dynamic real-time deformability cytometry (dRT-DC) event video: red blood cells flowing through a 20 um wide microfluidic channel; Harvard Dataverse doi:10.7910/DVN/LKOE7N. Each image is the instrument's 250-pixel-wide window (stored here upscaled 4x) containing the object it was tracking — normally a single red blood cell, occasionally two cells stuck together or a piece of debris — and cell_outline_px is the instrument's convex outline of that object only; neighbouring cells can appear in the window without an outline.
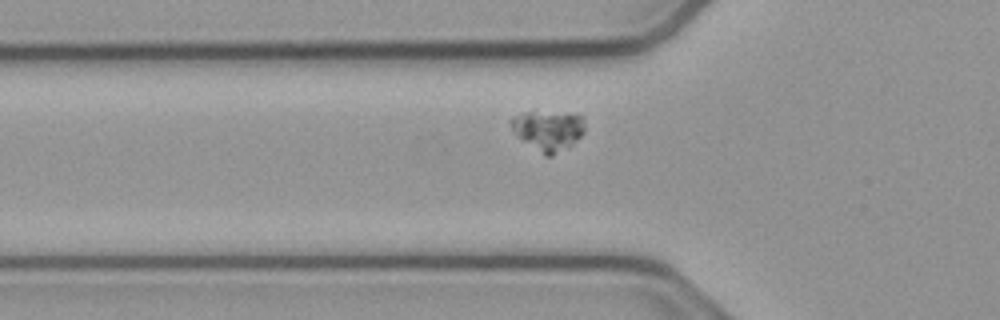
{"species": "common noctule bat (a hibernating species)", "species_latin": "Nyctalus noctula", "temperature_condition": "cold", "stored_images_in_passage": 41, "camera_frame_rate_fps": 3000, "um_per_image_px": 0.085, "animal": {"sex": "male", "body_mass_g": 23.1, "forearm_length_mm": 52.7}, "frame": {"image": 1, "passage_image": 9, "time_ms": 2.667, "image_size_px": [1000, 320], "cell_outline_px": [[584, 132], [572, 144], [552, 156], [544, 156], [524, 140], [512, 128], [508, 120], [512, 116], [524, 112], [532, 112], [580, 116], [584, 124]], "centroid_in_image_um": [46.56, 11.1], "position_along_channel_um": 79.2, "area_um2": 16.47}}
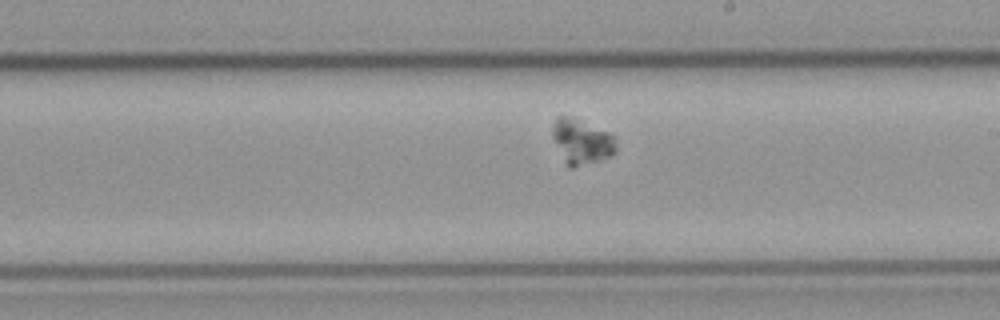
{"frame": {"image": 2, "passage_image": 22, "time_ms": 7.0, "image_size_px": [1000, 320], "cell_outline_px": [[616, 152], [612, 156], [600, 160], [572, 168], [568, 168], [552, 136], [552, 128], [556, 116], [572, 116], [608, 132], [616, 136]], "centroid_in_image_um": [49.46, 12.03], "position_along_channel_um": 239.5, "area_um2": 16.82}}
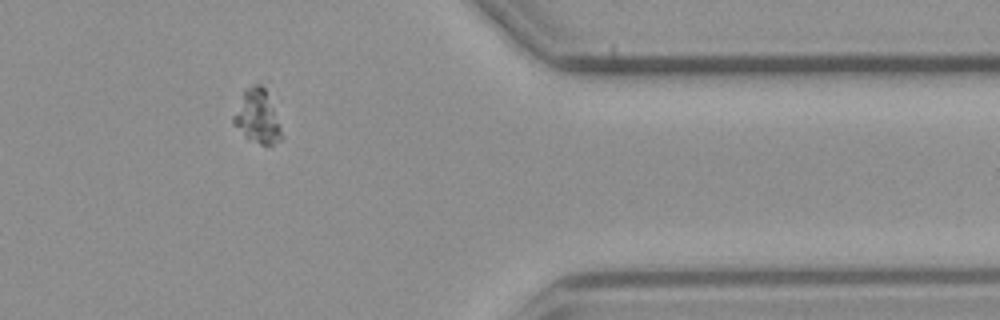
{"frame": {"image": 3, "passage_image": 36, "time_ms": 11.667, "image_size_px": [1000, 320], "cell_outline_px": [[280, 140], [272, 144], [260, 144], [248, 136], [232, 124], [232, 116], [244, 88], [268, 76], [280, 128]], "centroid_in_image_um": [21.91, 9.65], "position_along_channel_um": 389.5, "area_um2": 15.95}}